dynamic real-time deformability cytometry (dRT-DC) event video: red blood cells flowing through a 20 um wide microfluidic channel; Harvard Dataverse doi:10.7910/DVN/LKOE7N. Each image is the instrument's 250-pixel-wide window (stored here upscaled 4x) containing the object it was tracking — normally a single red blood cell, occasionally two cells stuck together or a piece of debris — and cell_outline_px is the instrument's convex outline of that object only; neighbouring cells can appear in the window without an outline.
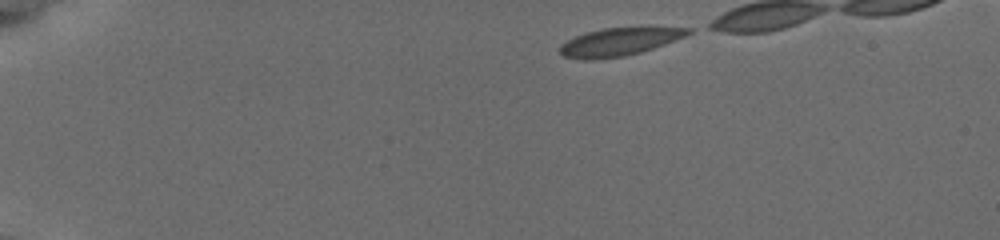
{"species": "common noctule bat (a hibernating species)", "species_latin": "Nyctalus noctula", "temperature_condition": "cold", "stored_images_in_passage": 19, "segment_of_instrument_passage": [1, 2], "camera_frame_rate_fps": 3000, "um_per_image_px": 0.085, "animal": {"sex": "female", "body_mass_g": 19.5, "forearm_length_mm": 54.1}, "frame": {"image": 1, "passage_image": 1, "time_ms": 0.0, "image_size_px": [1000, 240], "cell_outline_px": [[692, 32], [676, 40], [640, 52], [624, 56], [592, 60], [584, 60], [564, 56], [560, 52], [560, 44], [576, 36], [588, 32], [604, 28], [692, 28]], "centroid_in_image_um": [52.59, 3.57], "position_along_channel_um": 32.4, "area_um2": 20.35}}
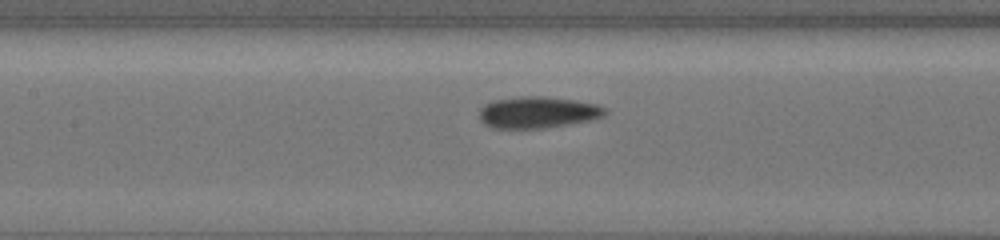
{"frame": {"image": 2, "passage_image": 13, "time_ms": 5.667, "image_size_px": [1000, 240], "cell_outline_px": [[608, 112], [604, 116], [592, 120], [544, 128], [492, 128], [484, 124], [480, 120], [480, 108], [484, 104], [492, 100], [520, 96], [544, 96], [576, 100], [596, 104], [608, 108]], "centroid_in_image_um": [45.72, 9.54], "position_along_channel_um": 161.7, "area_um2": 23.41}}
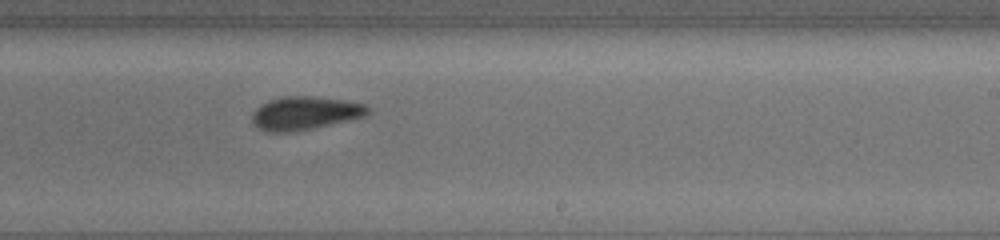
{"frame": {"image": 3, "passage_image": 18, "time_ms": 8.333, "image_size_px": [1000, 240], "cell_outline_px": [[368, 112], [364, 116], [348, 120], [312, 128], [292, 132], [264, 132], [252, 124], [252, 112], [260, 104], [268, 100], [284, 96], [316, 96], [364, 104], [368, 108]], "centroid_in_image_um": [25.82, 9.62], "position_along_channel_um": 263.2, "area_um2": 22.37}}